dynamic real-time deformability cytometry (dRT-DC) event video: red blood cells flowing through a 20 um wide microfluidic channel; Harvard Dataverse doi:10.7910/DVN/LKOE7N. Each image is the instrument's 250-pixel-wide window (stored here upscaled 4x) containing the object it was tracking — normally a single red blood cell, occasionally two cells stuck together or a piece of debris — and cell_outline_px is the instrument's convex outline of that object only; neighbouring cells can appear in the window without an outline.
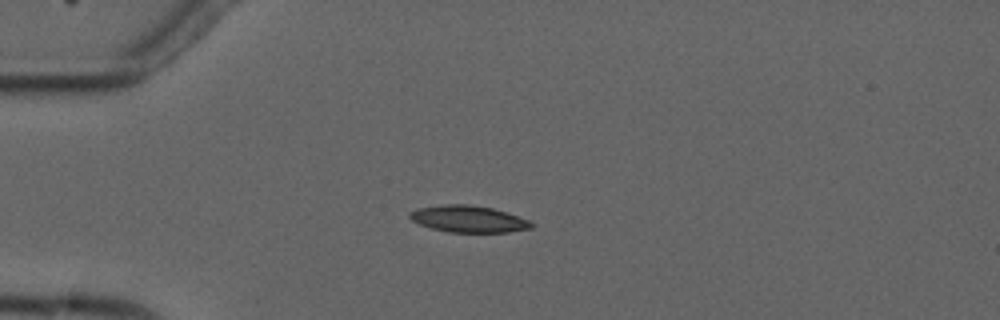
{"species": "common noctule bat (a hibernating species)", "species_latin": "Nyctalus noctula", "temperature_condition": "cold", "stored_images_in_passage": 7, "camera_frame_rate_fps": 3000, "um_per_image_px": 0.085, "animal": {"sex": "male", "forearm_length_mm": 52.5}, "frame": {"image": 1, "passage_image": 4, "time_ms": 3.333, "image_size_px": [1000, 320], "cell_outline_px": [[536, 224], [532, 228], [508, 232], [448, 232], [432, 228], [420, 224], [412, 220], [408, 216], [408, 212], [416, 208], [444, 204], [468, 204], [492, 208], [528, 220]], "centroid_in_image_um": [39.79, 18.61], "position_along_channel_um": 45.2, "area_um2": 18.9}}
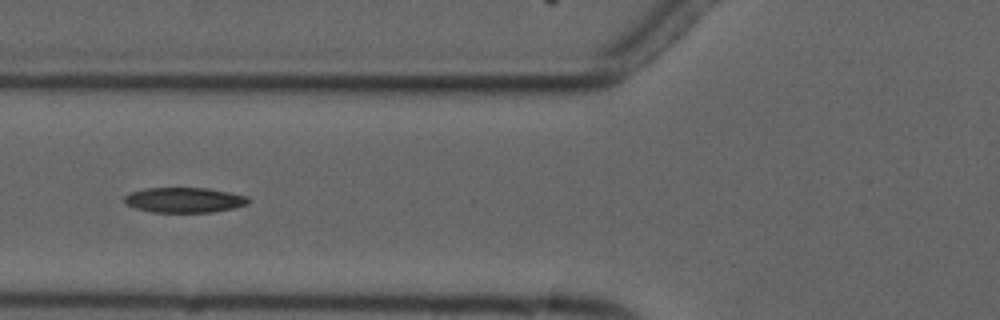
{"frame": {"image": 2, "passage_image": 6, "time_ms": 5.667, "image_size_px": [1000, 320], "cell_outline_px": [[252, 200], [248, 204], [236, 208], [212, 212], [152, 212], [136, 208], [124, 204], [124, 196], [132, 192], [144, 188], [208, 188], [248, 196]], "centroid_in_image_um": [15.7, 17.0], "position_along_channel_um": 110.1, "area_um2": 18.32}}
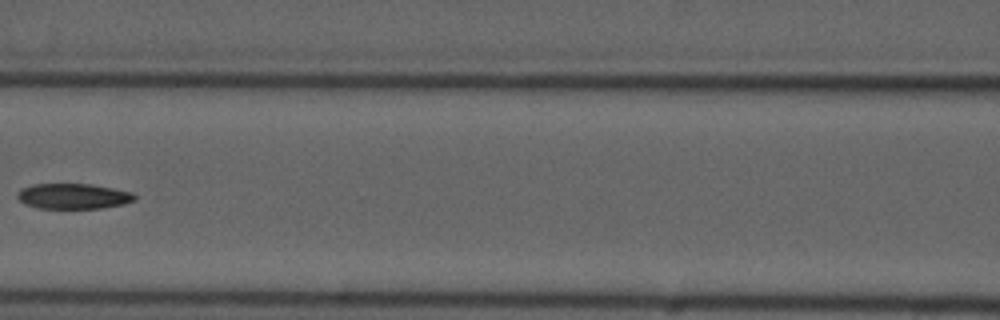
{"frame": {"image": 3, "passage_image": 7, "time_ms": 7.0, "image_size_px": [1000, 320], "cell_outline_px": [[136, 200], [124, 204], [100, 208], [40, 208], [24, 204], [16, 196], [20, 188], [32, 184], [92, 184], [132, 192], [136, 196]], "centroid_in_image_um": [6.22, 16.67], "position_along_channel_um": 160.4, "area_um2": 17.4}}